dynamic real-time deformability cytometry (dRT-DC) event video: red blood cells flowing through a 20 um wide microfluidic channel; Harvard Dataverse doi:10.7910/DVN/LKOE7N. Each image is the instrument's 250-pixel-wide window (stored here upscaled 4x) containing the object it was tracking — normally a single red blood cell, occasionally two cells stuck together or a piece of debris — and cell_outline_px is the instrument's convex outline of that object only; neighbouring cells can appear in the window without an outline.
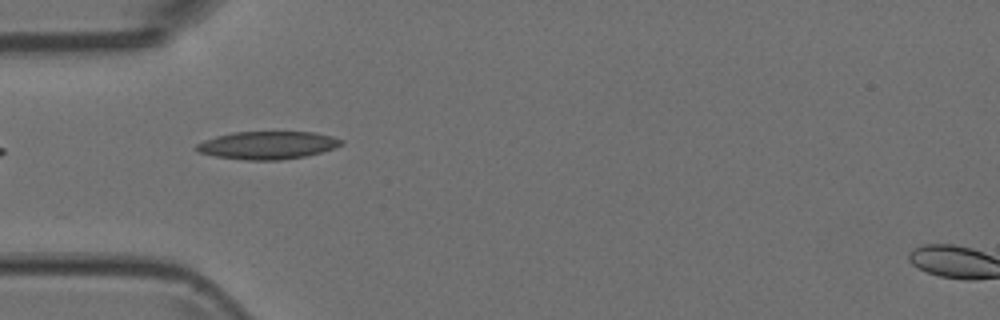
{"species": "Egyptian fruit bat (a non-hibernating species)", "species_latin": "Rousettus aegyptiacus", "temperature_condition": "room temperature", "stored_images_in_passage": 4, "camera_frame_rate_fps": 3000, "um_per_image_px": 0.085, "animal": {"sex": "female"}, "frame": {"image": 1, "passage_image": 2, "time_ms": 0.333, "image_size_px": [1000, 320], "cell_outline_px": [[344, 144], [336, 148], [304, 156], [280, 160], [248, 160], [216, 156], [200, 152], [196, 148], [196, 144], [204, 140], [216, 136], [232, 132], [316, 132], [332, 136], [344, 140]], "centroid_in_image_um": [22.79, 12.33], "position_along_channel_um": 62.2, "area_um2": 23.41}}
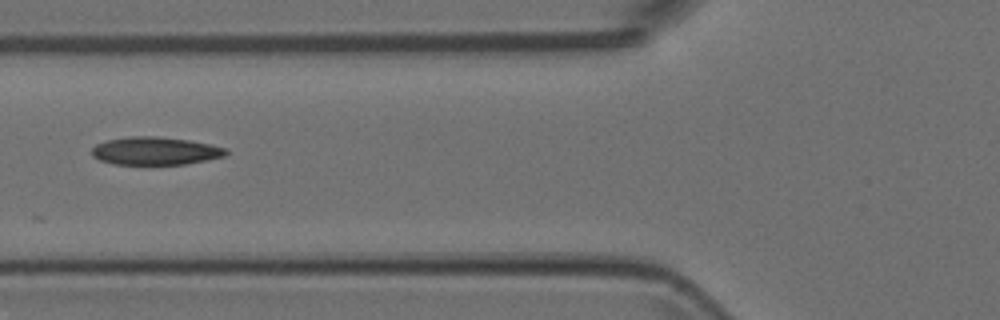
{"frame": {"image": 2, "passage_image": 3, "time_ms": 0.667, "image_size_px": [1000, 320], "cell_outline_px": [[228, 152], [224, 156], [208, 160], [184, 164], [116, 164], [100, 160], [92, 156], [92, 148], [96, 144], [108, 140], [128, 136], [156, 136], [188, 140], [208, 144], [224, 148]], "centroid_in_image_um": [13.17, 12.83], "position_along_channel_um": 112.6, "area_um2": 21.62}}
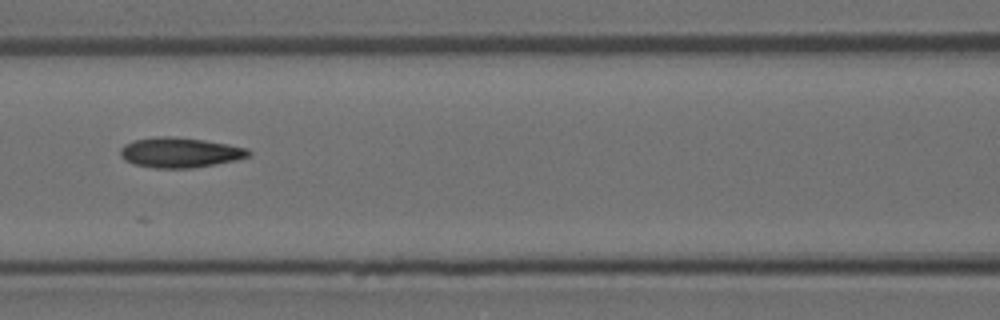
{"frame": {"image": 3, "passage_image": 4, "time_ms": 1.0, "image_size_px": [1000, 320], "cell_outline_px": [[252, 152], [248, 156], [236, 160], [216, 164], [192, 168], [156, 168], [136, 164], [124, 160], [120, 156], [120, 148], [124, 144], [136, 140], [156, 136], [172, 136], [204, 140], [228, 144], [248, 148]], "centroid_in_image_um": [15.3, 12.96], "position_along_channel_um": 151.3, "area_um2": 22.48}}